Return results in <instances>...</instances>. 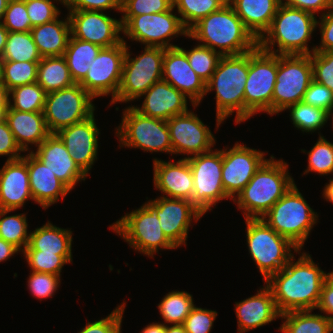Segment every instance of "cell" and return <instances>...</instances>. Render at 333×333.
I'll return each instance as SVG.
<instances>
[{"mask_svg":"<svg viewBox=\"0 0 333 333\" xmlns=\"http://www.w3.org/2000/svg\"><path fill=\"white\" fill-rule=\"evenodd\" d=\"M294 256L279 272L266 281L280 314L291 311L315 310L321 288L328 276L306 252L294 262Z\"/></svg>","mask_w":333,"mask_h":333,"instance_id":"6da1fadb","label":"cell"},{"mask_svg":"<svg viewBox=\"0 0 333 333\" xmlns=\"http://www.w3.org/2000/svg\"><path fill=\"white\" fill-rule=\"evenodd\" d=\"M187 37L202 42L201 45L222 56L244 54L258 46V40L229 3L199 20L188 30Z\"/></svg>","mask_w":333,"mask_h":333,"instance_id":"7a4b0ae2","label":"cell"},{"mask_svg":"<svg viewBox=\"0 0 333 333\" xmlns=\"http://www.w3.org/2000/svg\"><path fill=\"white\" fill-rule=\"evenodd\" d=\"M316 28L315 15L281 3L270 28L258 40V46L277 55H311L316 46L309 49L308 41ZM274 45L279 49L274 50Z\"/></svg>","mask_w":333,"mask_h":333,"instance_id":"3957f363","label":"cell"},{"mask_svg":"<svg viewBox=\"0 0 333 333\" xmlns=\"http://www.w3.org/2000/svg\"><path fill=\"white\" fill-rule=\"evenodd\" d=\"M288 164L270 156L233 200L246 218H262L294 184Z\"/></svg>","mask_w":333,"mask_h":333,"instance_id":"277c9868","label":"cell"},{"mask_svg":"<svg viewBox=\"0 0 333 333\" xmlns=\"http://www.w3.org/2000/svg\"><path fill=\"white\" fill-rule=\"evenodd\" d=\"M248 76V52L222 56L211 79L206 83V94L216 92V127L236 111L235 123L244 122V90Z\"/></svg>","mask_w":333,"mask_h":333,"instance_id":"5b68a950","label":"cell"},{"mask_svg":"<svg viewBox=\"0 0 333 333\" xmlns=\"http://www.w3.org/2000/svg\"><path fill=\"white\" fill-rule=\"evenodd\" d=\"M262 219L301 251L317 223L318 214L307 204L294 183Z\"/></svg>","mask_w":333,"mask_h":333,"instance_id":"8992f818","label":"cell"},{"mask_svg":"<svg viewBox=\"0 0 333 333\" xmlns=\"http://www.w3.org/2000/svg\"><path fill=\"white\" fill-rule=\"evenodd\" d=\"M245 221L248 250L265 282L288 264L294 256L291 249L298 254L300 250L262 218H246Z\"/></svg>","mask_w":333,"mask_h":333,"instance_id":"52a82bcc","label":"cell"},{"mask_svg":"<svg viewBox=\"0 0 333 333\" xmlns=\"http://www.w3.org/2000/svg\"><path fill=\"white\" fill-rule=\"evenodd\" d=\"M109 228L125 239L135 251L151 258L159 249H176L164 235L157 215V206L151 200L139 209L122 216Z\"/></svg>","mask_w":333,"mask_h":333,"instance_id":"ba28073f","label":"cell"},{"mask_svg":"<svg viewBox=\"0 0 333 333\" xmlns=\"http://www.w3.org/2000/svg\"><path fill=\"white\" fill-rule=\"evenodd\" d=\"M278 71V55L259 46L248 52V76L244 90V121L258 112L272 116V95Z\"/></svg>","mask_w":333,"mask_h":333,"instance_id":"9c48e42d","label":"cell"},{"mask_svg":"<svg viewBox=\"0 0 333 333\" xmlns=\"http://www.w3.org/2000/svg\"><path fill=\"white\" fill-rule=\"evenodd\" d=\"M124 57L122 78L116 98L110 103L134 101L157 81L162 79L165 48L145 46L143 52L131 58L128 51Z\"/></svg>","mask_w":333,"mask_h":333,"instance_id":"30bf717a","label":"cell"},{"mask_svg":"<svg viewBox=\"0 0 333 333\" xmlns=\"http://www.w3.org/2000/svg\"><path fill=\"white\" fill-rule=\"evenodd\" d=\"M115 133L122 147L172 154L167 121L145 116L134 106H129L124 110L122 122Z\"/></svg>","mask_w":333,"mask_h":333,"instance_id":"8fae6325","label":"cell"},{"mask_svg":"<svg viewBox=\"0 0 333 333\" xmlns=\"http://www.w3.org/2000/svg\"><path fill=\"white\" fill-rule=\"evenodd\" d=\"M313 80L311 55H278V71L272 95V115L302 102Z\"/></svg>","mask_w":333,"mask_h":333,"instance_id":"7c38bea8","label":"cell"},{"mask_svg":"<svg viewBox=\"0 0 333 333\" xmlns=\"http://www.w3.org/2000/svg\"><path fill=\"white\" fill-rule=\"evenodd\" d=\"M93 99L79 83L47 93L43 115L49 133L55 134L92 116Z\"/></svg>","mask_w":333,"mask_h":333,"instance_id":"4fadbf2b","label":"cell"},{"mask_svg":"<svg viewBox=\"0 0 333 333\" xmlns=\"http://www.w3.org/2000/svg\"><path fill=\"white\" fill-rule=\"evenodd\" d=\"M173 11L174 7L169 11L156 14L122 16L120 19L122 33L133 41L145 44V46L165 49L177 47L169 41L174 36H188V30L182 24L180 17L173 14Z\"/></svg>","mask_w":333,"mask_h":333,"instance_id":"5bb4252c","label":"cell"},{"mask_svg":"<svg viewBox=\"0 0 333 333\" xmlns=\"http://www.w3.org/2000/svg\"><path fill=\"white\" fill-rule=\"evenodd\" d=\"M194 179L191 203L203 214L212 210L220 200L230 199L222 184V150H210L185 157Z\"/></svg>","mask_w":333,"mask_h":333,"instance_id":"9a60e30c","label":"cell"},{"mask_svg":"<svg viewBox=\"0 0 333 333\" xmlns=\"http://www.w3.org/2000/svg\"><path fill=\"white\" fill-rule=\"evenodd\" d=\"M127 50L126 41L102 48L91 61L87 75L79 83L93 98L112 95L116 98L122 78V68ZM111 93V94H110Z\"/></svg>","mask_w":333,"mask_h":333,"instance_id":"2e32d148","label":"cell"},{"mask_svg":"<svg viewBox=\"0 0 333 333\" xmlns=\"http://www.w3.org/2000/svg\"><path fill=\"white\" fill-rule=\"evenodd\" d=\"M264 152L236 143L222 149V184L226 195L234 200L267 160Z\"/></svg>","mask_w":333,"mask_h":333,"instance_id":"e0dca14e","label":"cell"},{"mask_svg":"<svg viewBox=\"0 0 333 333\" xmlns=\"http://www.w3.org/2000/svg\"><path fill=\"white\" fill-rule=\"evenodd\" d=\"M71 36L108 48L123 41L121 20L111 18L101 11L69 10Z\"/></svg>","mask_w":333,"mask_h":333,"instance_id":"ac0fdd59","label":"cell"},{"mask_svg":"<svg viewBox=\"0 0 333 333\" xmlns=\"http://www.w3.org/2000/svg\"><path fill=\"white\" fill-rule=\"evenodd\" d=\"M172 154L199 155L212 150L215 137L197 114L188 111L167 120Z\"/></svg>","mask_w":333,"mask_h":333,"instance_id":"d6986e66","label":"cell"},{"mask_svg":"<svg viewBox=\"0 0 333 333\" xmlns=\"http://www.w3.org/2000/svg\"><path fill=\"white\" fill-rule=\"evenodd\" d=\"M151 201L157 206L160 226L167 239L176 248L186 245L192 219L197 222L204 214L186 199L163 195Z\"/></svg>","mask_w":333,"mask_h":333,"instance_id":"ffe728a7","label":"cell"},{"mask_svg":"<svg viewBox=\"0 0 333 333\" xmlns=\"http://www.w3.org/2000/svg\"><path fill=\"white\" fill-rule=\"evenodd\" d=\"M162 79L189 98L193 107L199 106L206 95V83L191 68L179 46L165 49Z\"/></svg>","mask_w":333,"mask_h":333,"instance_id":"44dd1931","label":"cell"},{"mask_svg":"<svg viewBox=\"0 0 333 333\" xmlns=\"http://www.w3.org/2000/svg\"><path fill=\"white\" fill-rule=\"evenodd\" d=\"M64 143L74 162L88 176L97 159L98 129L94 114L55 133Z\"/></svg>","mask_w":333,"mask_h":333,"instance_id":"7402d4cb","label":"cell"},{"mask_svg":"<svg viewBox=\"0 0 333 333\" xmlns=\"http://www.w3.org/2000/svg\"><path fill=\"white\" fill-rule=\"evenodd\" d=\"M32 153L70 190L87 177L56 134H50Z\"/></svg>","mask_w":333,"mask_h":333,"instance_id":"603a6c76","label":"cell"},{"mask_svg":"<svg viewBox=\"0 0 333 333\" xmlns=\"http://www.w3.org/2000/svg\"><path fill=\"white\" fill-rule=\"evenodd\" d=\"M153 183L164 197L186 199L191 201L194 189L193 174L187 159L163 161L154 159Z\"/></svg>","mask_w":333,"mask_h":333,"instance_id":"cb8c5ba5","label":"cell"},{"mask_svg":"<svg viewBox=\"0 0 333 333\" xmlns=\"http://www.w3.org/2000/svg\"><path fill=\"white\" fill-rule=\"evenodd\" d=\"M143 96L142 106L134 108L148 117L167 121L189 111L187 97L163 79L154 83Z\"/></svg>","mask_w":333,"mask_h":333,"instance_id":"d4e9b609","label":"cell"},{"mask_svg":"<svg viewBox=\"0 0 333 333\" xmlns=\"http://www.w3.org/2000/svg\"><path fill=\"white\" fill-rule=\"evenodd\" d=\"M28 199L33 200L26 161H6L0 169V209L17 210Z\"/></svg>","mask_w":333,"mask_h":333,"instance_id":"484cf974","label":"cell"},{"mask_svg":"<svg viewBox=\"0 0 333 333\" xmlns=\"http://www.w3.org/2000/svg\"><path fill=\"white\" fill-rule=\"evenodd\" d=\"M28 153L22 158L28 167L31 195L35 203L46 209L57 203L60 196L63 199L70 189L32 151Z\"/></svg>","mask_w":333,"mask_h":333,"instance_id":"4316f807","label":"cell"},{"mask_svg":"<svg viewBox=\"0 0 333 333\" xmlns=\"http://www.w3.org/2000/svg\"><path fill=\"white\" fill-rule=\"evenodd\" d=\"M238 333L262 327L280 318L271 289L263 286L256 295L235 304Z\"/></svg>","mask_w":333,"mask_h":333,"instance_id":"83f0119b","label":"cell"},{"mask_svg":"<svg viewBox=\"0 0 333 333\" xmlns=\"http://www.w3.org/2000/svg\"><path fill=\"white\" fill-rule=\"evenodd\" d=\"M6 122L23 152L30 151L29 144L38 147L50 135L43 112H21L8 107Z\"/></svg>","mask_w":333,"mask_h":333,"instance_id":"f1b7e54d","label":"cell"},{"mask_svg":"<svg viewBox=\"0 0 333 333\" xmlns=\"http://www.w3.org/2000/svg\"><path fill=\"white\" fill-rule=\"evenodd\" d=\"M244 26L259 40L270 28L282 0H228Z\"/></svg>","mask_w":333,"mask_h":333,"instance_id":"f546056e","label":"cell"},{"mask_svg":"<svg viewBox=\"0 0 333 333\" xmlns=\"http://www.w3.org/2000/svg\"><path fill=\"white\" fill-rule=\"evenodd\" d=\"M59 16L46 24L34 26L31 34L40 55L43 57L63 56L71 36L69 17L62 21Z\"/></svg>","mask_w":333,"mask_h":333,"instance_id":"4dcf8cb0","label":"cell"},{"mask_svg":"<svg viewBox=\"0 0 333 333\" xmlns=\"http://www.w3.org/2000/svg\"><path fill=\"white\" fill-rule=\"evenodd\" d=\"M72 239L71 230L59 228L48 221L30 232L29 243L23 251L72 255Z\"/></svg>","mask_w":333,"mask_h":333,"instance_id":"1f68e13d","label":"cell"},{"mask_svg":"<svg viewBox=\"0 0 333 333\" xmlns=\"http://www.w3.org/2000/svg\"><path fill=\"white\" fill-rule=\"evenodd\" d=\"M101 46L70 36L64 53L71 78L80 83L87 75L91 61L99 54Z\"/></svg>","mask_w":333,"mask_h":333,"instance_id":"d6a6232c","label":"cell"},{"mask_svg":"<svg viewBox=\"0 0 333 333\" xmlns=\"http://www.w3.org/2000/svg\"><path fill=\"white\" fill-rule=\"evenodd\" d=\"M312 310L291 311L280 315L286 319L279 330L283 333H331L333 321Z\"/></svg>","mask_w":333,"mask_h":333,"instance_id":"836d02e7","label":"cell"},{"mask_svg":"<svg viewBox=\"0 0 333 333\" xmlns=\"http://www.w3.org/2000/svg\"><path fill=\"white\" fill-rule=\"evenodd\" d=\"M47 93L73 85L64 56L43 57L38 63L36 81Z\"/></svg>","mask_w":333,"mask_h":333,"instance_id":"e575fe53","label":"cell"},{"mask_svg":"<svg viewBox=\"0 0 333 333\" xmlns=\"http://www.w3.org/2000/svg\"><path fill=\"white\" fill-rule=\"evenodd\" d=\"M41 59L30 31L8 33L2 61L39 62Z\"/></svg>","mask_w":333,"mask_h":333,"instance_id":"d590c367","label":"cell"},{"mask_svg":"<svg viewBox=\"0 0 333 333\" xmlns=\"http://www.w3.org/2000/svg\"><path fill=\"white\" fill-rule=\"evenodd\" d=\"M193 296L185 291H171L158 304L162 319L169 324H183L193 309Z\"/></svg>","mask_w":333,"mask_h":333,"instance_id":"8d00e7d4","label":"cell"},{"mask_svg":"<svg viewBox=\"0 0 333 333\" xmlns=\"http://www.w3.org/2000/svg\"><path fill=\"white\" fill-rule=\"evenodd\" d=\"M46 96L37 82L18 86L9 91V107L21 112H43Z\"/></svg>","mask_w":333,"mask_h":333,"instance_id":"74e56055","label":"cell"},{"mask_svg":"<svg viewBox=\"0 0 333 333\" xmlns=\"http://www.w3.org/2000/svg\"><path fill=\"white\" fill-rule=\"evenodd\" d=\"M12 211L15 210L0 209V238L22 252L29 243L28 223L24 213L6 216Z\"/></svg>","mask_w":333,"mask_h":333,"instance_id":"f35d334b","label":"cell"},{"mask_svg":"<svg viewBox=\"0 0 333 333\" xmlns=\"http://www.w3.org/2000/svg\"><path fill=\"white\" fill-rule=\"evenodd\" d=\"M227 3L228 0H173V7H177L182 24L189 30L199 20Z\"/></svg>","mask_w":333,"mask_h":333,"instance_id":"ab89813d","label":"cell"},{"mask_svg":"<svg viewBox=\"0 0 333 333\" xmlns=\"http://www.w3.org/2000/svg\"><path fill=\"white\" fill-rule=\"evenodd\" d=\"M291 120L295 128L303 132H315L326 125L328 111L305 104L303 101L290 105Z\"/></svg>","mask_w":333,"mask_h":333,"instance_id":"60d3db41","label":"cell"},{"mask_svg":"<svg viewBox=\"0 0 333 333\" xmlns=\"http://www.w3.org/2000/svg\"><path fill=\"white\" fill-rule=\"evenodd\" d=\"M181 49L186 53L189 65L195 73L207 83L213 75L222 55L207 46L197 44L191 50Z\"/></svg>","mask_w":333,"mask_h":333,"instance_id":"b9f144b4","label":"cell"},{"mask_svg":"<svg viewBox=\"0 0 333 333\" xmlns=\"http://www.w3.org/2000/svg\"><path fill=\"white\" fill-rule=\"evenodd\" d=\"M39 62L2 61L3 84L8 91L37 81Z\"/></svg>","mask_w":333,"mask_h":333,"instance_id":"7bdbcfd3","label":"cell"},{"mask_svg":"<svg viewBox=\"0 0 333 333\" xmlns=\"http://www.w3.org/2000/svg\"><path fill=\"white\" fill-rule=\"evenodd\" d=\"M31 271L60 276L63 266L72 262V255L42 253V251H22Z\"/></svg>","mask_w":333,"mask_h":333,"instance_id":"ee69618b","label":"cell"},{"mask_svg":"<svg viewBox=\"0 0 333 333\" xmlns=\"http://www.w3.org/2000/svg\"><path fill=\"white\" fill-rule=\"evenodd\" d=\"M307 154L308 166L303 174L310 171L323 176L333 173V143L327 141L324 136H319L318 141Z\"/></svg>","mask_w":333,"mask_h":333,"instance_id":"f6af8a7d","label":"cell"},{"mask_svg":"<svg viewBox=\"0 0 333 333\" xmlns=\"http://www.w3.org/2000/svg\"><path fill=\"white\" fill-rule=\"evenodd\" d=\"M2 24L9 32H28L33 28L24 0H9Z\"/></svg>","mask_w":333,"mask_h":333,"instance_id":"bcb514c9","label":"cell"},{"mask_svg":"<svg viewBox=\"0 0 333 333\" xmlns=\"http://www.w3.org/2000/svg\"><path fill=\"white\" fill-rule=\"evenodd\" d=\"M173 7V0H121L122 16H139L169 11Z\"/></svg>","mask_w":333,"mask_h":333,"instance_id":"7dc6e473","label":"cell"},{"mask_svg":"<svg viewBox=\"0 0 333 333\" xmlns=\"http://www.w3.org/2000/svg\"><path fill=\"white\" fill-rule=\"evenodd\" d=\"M31 272L27 281L31 295L37 299L51 298L55 295L54 293L60 285V276L50 273Z\"/></svg>","mask_w":333,"mask_h":333,"instance_id":"c3c4849f","label":"cell"},{"mask_svg":"<svg viewBox=\"0 0 333 333\" xmlns=\"http://www.w3.org/2000/svg\"><path fill=\"white\" fill-rule=\"evenodd\" d=\"M313 80L325 85L333 93V51L311 54Z\"/></svg>","mask_w":333,"mask_h":333,"instance_id":"681fc988","label":"cell"},{"mask_svg":"<svg viewBox=\"0 0 333 333\" xmlns=\"http://www.w3.org/2000/svg\"><path fill=\"white\" fill-rule=\"evenodd\" d=\"M31 26L46 24L60 15L52 0H24Z\"/></svg>","mask_w":333,"mask_h":333,"instance_id":"f907efd6","label":"cell"},{"mask_svg":"<svg viewBox=\"0 0 333 333\" xmlns=\"http://www.w3.org/2000/svg\"><path fill=\"white\" fill-rule=\"evenodd\" d=\"M217 312L194 306L183 322L187 333H210Z\"/></svg>","mask_w":333,"mask_h":333,"instance_id":"816d5d0a","label":"cell"},{"mask_svg":"<svg viewBox=\"0 0 333 333\" xmlns=\"http://www.w3.org/2000/svg\"><path fill=\"white\" fill-rule=\"evenodd\" d=\"M126 303L118 305L106 318L88 322L78 333H121Z\"/></svg>","mask_w":333,"mask_h":333,"instance_id":"f5cc1de1","label":"cell"},{"mask_svg":"<svg viewBox=\"0 0 333 333\" xmlns=\"http://www.w3.org/2000/svg\"><path fill=\"white\" fill-rule=\"evenodd\" d=\"M303 102L329 111L333 107V93L325 85L312 80L305 92Z\"/></svg>","mask_w":333,"mask_h":333,"instance_id":"db71d44e","label":"cell"},{"mask_svg":"<svg viewBox=\"0 0 333 333\" xmlns=\"http://www.w3.org/2000/svg\"><path fill=\"white\" fill-rule=\"evenodd\" d=\"M120 0H66L64 6L68 10L107 11L108 9L120 12Z\"/></svg>","mask_w":333,"mask_h":333,"instance_id":"11a10c76","label":"cell"},{"mask_svg":"<svg viewBox=\"0 0 333 333\" xmlns=\"http://www.w3.org/2000/svg\"><path fill=\"white\" fill-rule=\"evenodd\" d=\"M23 152L17 145L13 133L11 132L6 120L0 123V156H9L7 161L17 160L23 156Z\"/></svg>","mask_w":333,"mask_h":333,"instance_id":"9f6ffc18","label":"cell"},{"mask_svg":"<svg viewBox=\"0 0 333 333\" xmlns=\"http://www.w3.org/2000/svg\"><path fill=\"white\" fill-rule=\"evenodd\" d=\"M317 20V27L320 28L321 42L320 46L315 48V52L333 51V9L321 15Z\"/></svg>","mask_w":333,"mask_h":333,"instance_id":"6f0895ef","label":"cell"},{"mask_svg":"<svg viewBox=\"0 0 333 333\" xmlns=\"http://www.w3.org/2000/svg\"><path fill=\"white\" fill-rule=\"evenodd\" d=\"M316 309L328 314L325 316L333 321V279L329 275L322 285Z\"/></svg>","mask_w":333,"mask_h":333,"instance_id":"680465c9","label":"cell"},{"mask_svg":"<svg viewBox=\"0 0 333 333\" xmlns=\"http://www.w3.org/2000/svg\"><path fill=\"white\" fill-rule=\"evenodd\" d=\"M282 3L289 7L309 12L313 15H315L316 12H320V10H324L321 14L323 15L331 9L329 0H282Z\"/></svg>","mask_w":333,"mask_h":333,"instance_id":"91938a15","label":"cell"},{"mask_svg":"<svg viewBox=\"0 0 333 333\" xmlns=\"http://www.w3.org/2000/svg\"><path fill=\"white\" fill-rule=\"evenodd\" d=\"M18 252H20L18 248L0 238V262L8 260Z\"/></svg>","mask_w":333,"mask_h":333,"instance_id":"94428289","label":"cell"},{"mask_svg":"<svg viewBox=\"0 0 333 333\" xmlns=\"http://www.w3.org/2000/svg\"><path fill=\"white\" fill-rule=\"evenodd\" d=\"M140 333H165V323H150Z\"/></svg>","mask_w":333,"mask_h":333,"instance_id":"6125c7cd","label":"cell"},{"mask_svg":"<svg viewBox=\"0 0 333 333\" xmlns=\"http://www.w3.org/2000/svg\"><path fill=\"white\" fill-rule=\"evenodd\" d=\"M9 31L0 22V59L3 55Z\"/></svg>","mask_w":333,"mask_h":333,"instance_id":"be15d7a7","label":"cell"},{"mask_svg":"<svg viewBox=\"0 0 333 333\" xmlns=\"http://www.w3.org/2000/svg\"><path fill=\"white\" fill-rule=\"evenodd\" d=\"M9 91L5 85H0V107H9Z\"/></svg>","mask_w":333,"mask_h":333,"instance_id":"e7e4bbea","label":"cell"},{"mask_svg":"<svg viewBox=\"0 0 333 333\" xmlns=\"http://www.w3.org/2000/svg\"><path fill=\"white\" fill-rule=\"evenodd\" d=\"M329 184H326L323 190V198L330 203H333V179L329 180Z\"/></svg>","mask_w":333,"mask_h":333,"instance_id":"03108f58","label":"cell"},{"mask_svg":"<svg viewBox=\"0 0 333 333\" xmlns=\"http://www.w3.org/2000/svg\"><path fill=\"white\" fill-rule=\"evenodd\" d=\"M165 333H187L182 324H173L171 326H167L165 324Z\"/></svg>","mask_w":333,"mask_h":333,"instance_id":"003e7915","label":"cell"},{"mask_svg":"<svg viewBox=\"0 0 333 333\" xmlns=\"http://www.w3.org/2000/svg\"><path fill=\"white\" fill-rule=\"evenodd\" d=\"M9 0H0V22H2L3 17H4V12L7 8Z\"/></svg>","mask_w":333,"mask_h":333,"instance_id":"a7ac6f4b","label":"cell"},{"mask_svg":"<svg viewBox=\"0 0 333 333\" xmlns=\"http://www.w3.org/2000/svg\"><path fill=\"white\" fill-rule=\"evenodd\" d=\"M8 107H0V123L6 120V111Z\"/></svg>","mask_w":333,"mask_h":333,"instance_id":"89a4df30","label":"cell"},{"mask_svg":"<svg viewBox=\"0 0 333 333\" xmlns=\"http://www.w3.org/2000/svg\"><path fill=\"white\" fill-rule=\"evenodd\" d=\"M0 85L3 84V74H2V60L0 59Z\"/></svg>","mask_w":333,"mask_h":333,"instance_id":"2644e50d","label":"cell"},{"mask_svg":"<svg viewBox=\"0 0 333 333\" xmlns=\"http://www.w3.org/2000/svg\"><path fill=\"white\" fill-rule=\"evenodd\" d=\"M332 112H333V107L328 111V117H330V115L332 116V123H333V113ZM332 128H333V126H332Z\"/></svg>","mask_w":333,"mask_h":333,"instance_id":"8c879c8a","label":"cell"},{"mask_svg":"<svg viewBox=\"0 0 333 333\" xmlns=\"http://www.w3.org/2000/svg\"><path fill=\"white\" fill-rule=\"evenodd\" d=\"M55 1H57V2L59 1V2H61L64 5L66 0H55Z\"/></svg>","mask_w":333,"mask_h":333,"instance_id":"753ad0ef","label":"cell"},{"mask_svg":"<svg viewBox=\"0 0 333 333\" xmlns=\"http://www.w3.org/2000/svg\"><path fill=\"white\" fill-rule=\"evenodd\" d=\"M329 1H330L331 9H333V0H329Z\"/></svg>","mask_w":333,"mask_h":333,"instance_id":"34e18365","label":"cell"},{"mask_svg":"<svg viewBox=\"0 0 333 333\" xmlns=\"http://www.w3.org/2000/svg\"><path fill=\"white\" fill-rule=\"evenodd\" d=\"M328 275L333 279V272H329Z\"/></svg>","mask_w":333,"mask_h":333,"instance_id":"11e5206c","label":"cell"}]
</instances>
